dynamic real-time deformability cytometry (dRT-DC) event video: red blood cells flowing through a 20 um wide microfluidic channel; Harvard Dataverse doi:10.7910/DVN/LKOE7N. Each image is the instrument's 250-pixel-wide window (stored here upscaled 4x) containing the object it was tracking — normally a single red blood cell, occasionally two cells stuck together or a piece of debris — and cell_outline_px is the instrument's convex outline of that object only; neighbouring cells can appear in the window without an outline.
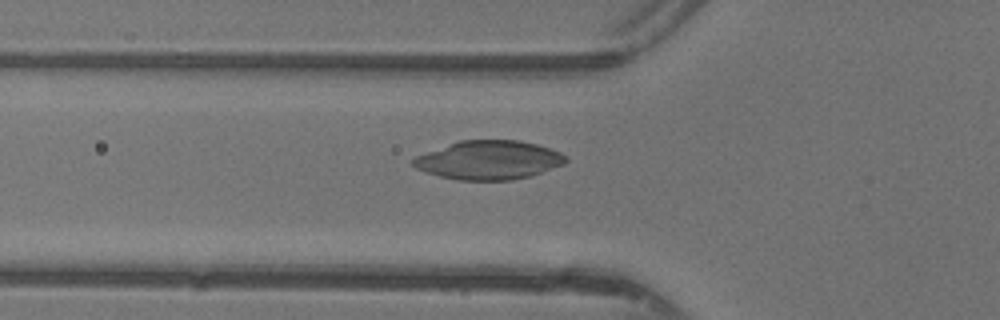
{"species": "common noctule bat (a hibernating species)", "species_latin": "Nyctalus noctula", "temperature_condition": "warm", "stored_images_in_passage": 41, "camera_frame_rate_fps": 3000, "um_per_image_px": 0.085, "animal": {"sex": "female"}, "frame": {"image": 1, "passage_image": 11, "time_ms": 3.333, "image_size_px": [1000, 320], "cell_outline_px": [[568, 160], [564, 164], [528, 176], [512, 180], [456, 180], [424, 172], [416, 168], [408, 160], [416, 156], [460, 140], [520, 140], [536, 144], [560, 152]], "centroid_in_image_um": [41.5, 13.61], "position_along_channel_um": 84.3, "area_um2": 34.33}}
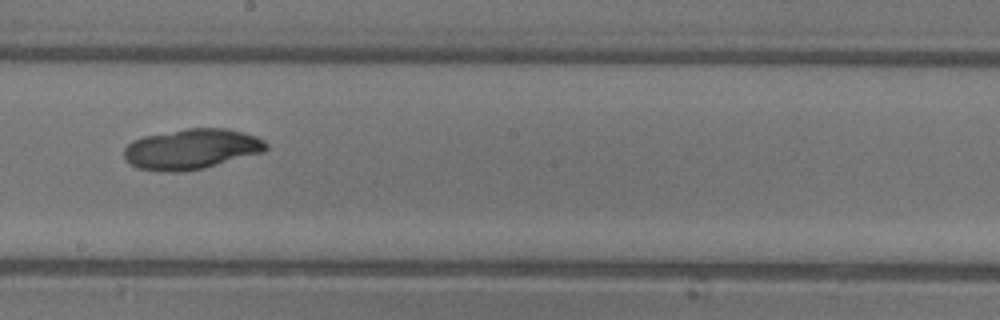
{"frame": {"image": 2, "passage_image": 21, "time_ms": 6.667, "image_size_px": [1000, 320], "cell_outline_px": [[268, 148], [264, 152], [204, 168], [180, 172], [164, 172], [136, 168], [124, 156], [124, 148], [132, 140], [144, 136], [188, 128], [228, 128], [244, 132], [256, 136], [264, 140], [268, 144]], "centroid_in_image_um": [16.3, 12.67], "position_along_channel_um": 231.9, "area_um2": 33.52}}
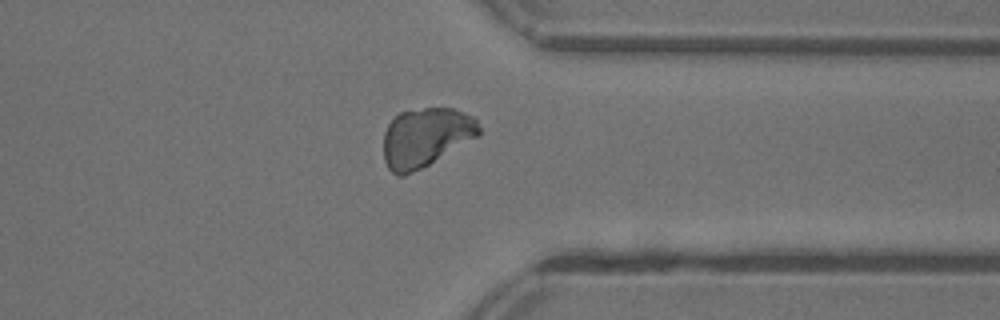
{"frame": {"image": 3, "passage_image": 31, "time_ms": 10.0, "image_size_px": [1000, 320], "cell_outline_px": [[480, 136], [428, 164], [404, 176], [396, 176], [388, 168], [384, 160], [384, 132], [388, 124], [400, 112], [424, 108], [452, 108], [464, 112], [472, 116], [476, 120], [480, 128]], "centroid_in_image_um": [36.19, 11.67], "position_along_channel_um": 375.2, "area_um2": 32.71}}